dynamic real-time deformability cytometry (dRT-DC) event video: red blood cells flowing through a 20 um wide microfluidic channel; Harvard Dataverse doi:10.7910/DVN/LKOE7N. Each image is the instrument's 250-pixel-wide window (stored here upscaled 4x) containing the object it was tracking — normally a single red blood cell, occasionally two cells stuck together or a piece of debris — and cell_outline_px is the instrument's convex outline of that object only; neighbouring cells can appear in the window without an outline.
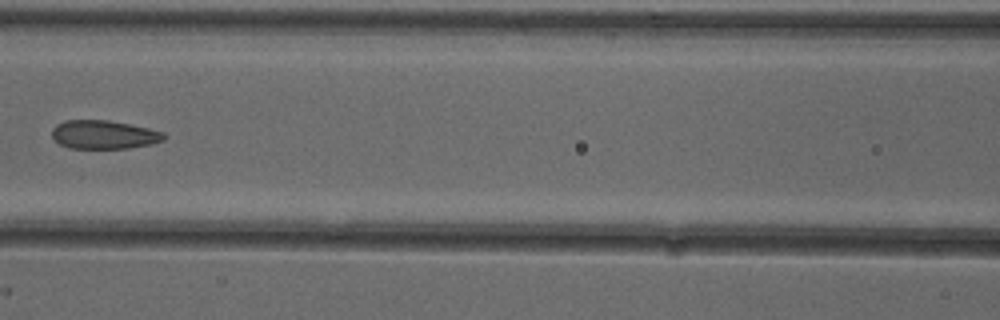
{"species": "common noctule bat (a hibernating species)", "species_latin": "Nyctalus noctula", "temperature_condition": "cold", "stored_images_in_passage": 6, "camera_frame_rate_fps": 3000, "um_per_image_px": 0.085, "animal": {"sex": "female"}, "frame": {"image": 1, "passage_image": 6, "time_ms": 1.667, "image_size_px": [1000, 320], "cell_outline_px": [[164, 140], [152, 144], [128, 148], [68, 148], [60, 144], [52, 136], [52, 128], [56, 124], [64, 120], [108, 120], [148, 128], [164, 132]], "centroid_in_image_um": [8.81, 11.44], "position_along_channel_um": 157.8, "area_um2": 18.61}}